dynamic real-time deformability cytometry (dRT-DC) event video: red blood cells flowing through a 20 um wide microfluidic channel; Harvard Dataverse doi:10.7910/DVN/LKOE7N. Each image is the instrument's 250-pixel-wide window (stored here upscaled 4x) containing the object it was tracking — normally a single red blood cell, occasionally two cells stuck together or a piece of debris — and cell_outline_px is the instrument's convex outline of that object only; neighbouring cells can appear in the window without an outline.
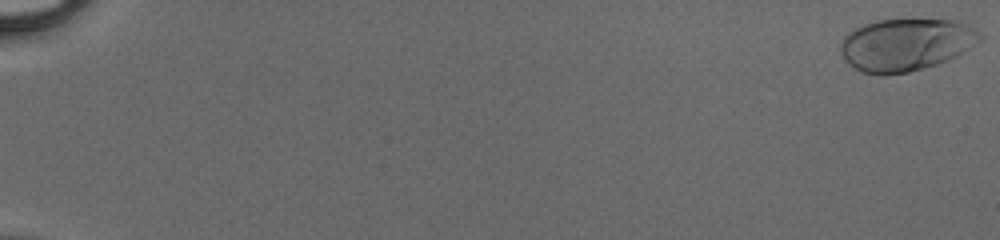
{"species": "human", "species_latin": "Homo sapiens", "temperature_condition": "cold", "stored_images_in_passage": 51, "camera_frame_rate_fps": 3000, "um_per_image_px": 0.085, "donor": {"sex": "male"}, "frame": {"image": 1, "passage_image": 1, "time_ms": 0.0, "image_size_px": [1000, 240], "cell_outline_px": [[984, 36], [980, 40], [956, 56], [948, 60], [924, 68], [908, 72], [864, 72], [848, 64], [844, 60], [840, 52], [840, 44], [844, 36], [848, 32], [864, 24], [876, 20], [956, 20], [980, 32]], "centroid_in_image_um": [76.99, 3.77], "position_along_channel_um": 8.0, "area_um2": 41.79}}
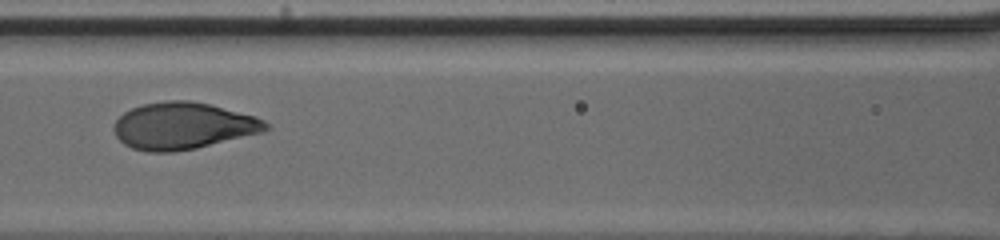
{"frame": {"image": 2, "passage_image": 26, "time_ms": 8.333, "image_size_px": [1000, 240], "cell_outline_px": [[272, 128], [264, 132], [196, 148], [172, 152], [144, 152], [132, 148], [124, 144], [116, 136], [112, 128], [116, 120], [124, 112], [140, 104], [168, 100], [188, 100], [208, 104], [256, 116], [264, 120]], "centroid_in_image_um": [15.55, 10.7], "position_along_channel_um": 151.0, "area_um2": 41.67}}
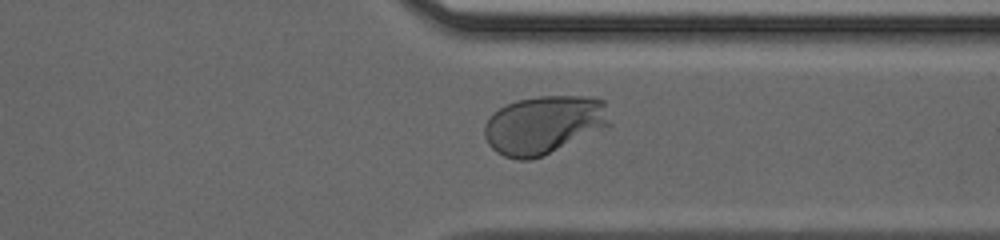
{"frame": {"image": 3, "passage_image": 41, "time_ms": 13.333, "image_size_px": [1000, 240], "cell_outline_px": [[612, 124], [532, 160], [520, 160], [504, 156], [496, 152], [488, 144], [484, 136], [484, 124], [492, 112], [516, 100], [540, 96], [592, 96], [604, 100]], "centroid_in_image_um": [46.2, 10.59], "position_along_channel_um": 365.2, "area_um2": 42.48}}